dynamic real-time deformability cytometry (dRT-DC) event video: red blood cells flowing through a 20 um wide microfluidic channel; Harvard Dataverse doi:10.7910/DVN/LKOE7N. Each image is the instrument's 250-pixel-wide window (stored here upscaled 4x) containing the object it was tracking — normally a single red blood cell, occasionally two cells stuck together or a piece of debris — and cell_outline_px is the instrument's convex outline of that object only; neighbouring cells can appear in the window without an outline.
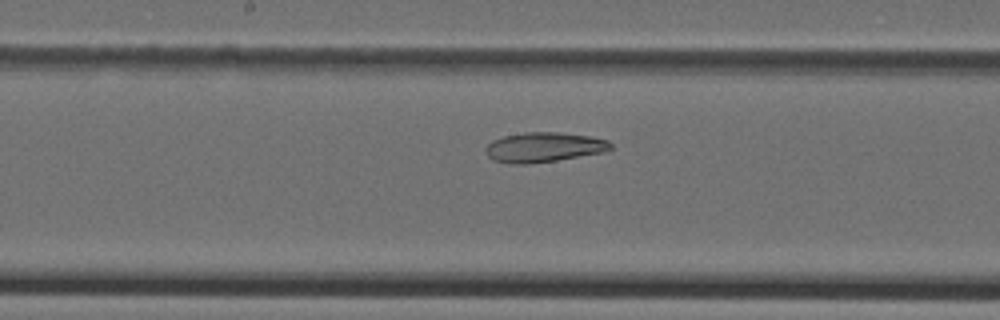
{"species": "Egyptian fruit bat (a non-hibernating species)", "species_latin": "Rousettus aegyptiacus", "temperature_condition": "cold", "stored_images_in_passage": 24, "camera_frame_rate_fps": 3000, "um_per_image_px": 0.085, "animal": {"sex": "female"}, "frame": {"image": 1, "passage_image": 24, "time_ms": 7.667, "image_size_px": [1000, 320], "cell_outline_px": [[612, 148], [604, 152], [556, 160], [528, 164], [508, 164], [492, 160], [488, 156], [484, 148], [492, 140], [504, 136], [524, 132], [560, 132], [588, 136], [608, 140], [612, 144]], "centroid_in_image_um": [46.19, 12.52], "position_along_channel_um": 202.0, "area_um2": 21.79}}